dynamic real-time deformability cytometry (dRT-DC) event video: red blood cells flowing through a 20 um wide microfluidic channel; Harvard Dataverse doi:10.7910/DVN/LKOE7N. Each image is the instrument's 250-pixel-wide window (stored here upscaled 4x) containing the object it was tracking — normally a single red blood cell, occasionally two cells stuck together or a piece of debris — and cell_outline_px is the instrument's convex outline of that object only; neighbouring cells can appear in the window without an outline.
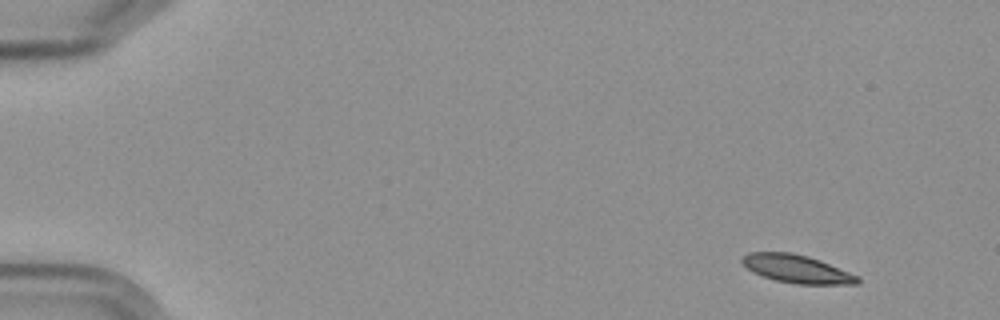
{"species": "Egyptian fruit bat (a non-hibernating species)", "species_latin": "Rousettus aegyptiacus", "temperature_condition": "cold", "stored_images_in_passage": 5, "camera_frame_rate_fps": 3000, "um_per_image_px": 0.085, "frame": {"image": 1, "passage_image": 1, "time_ms": 0.0, "image_size_px": [1000, 320], "cell_outline_px": [[860, 284], [796, 284], [776, 280], [752, 272], [740, 260], [748, 252], [792, 252], [808, 256], [820, 260], [860, 276]], "centroid_in_image_um": [67.76, 22.85], "position_along_channel_um": 17.2, "area_um2": 18.9}}
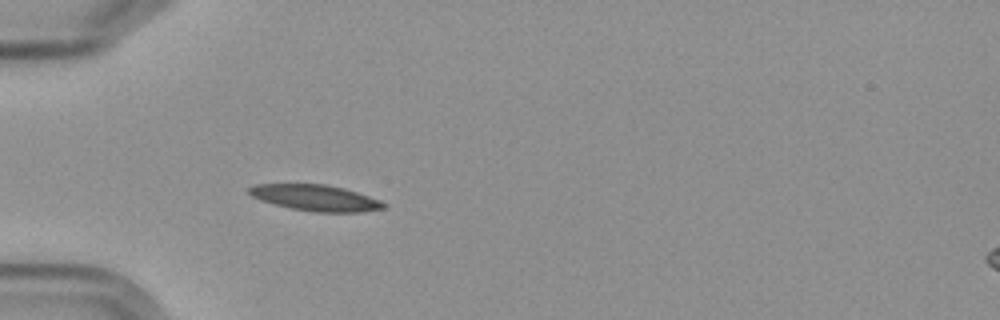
{"frame": {"image": 2, "passage_image": 5, "time_ms": 4.333, "image_size_px": [1000, 320], "cell_outline_px": [[388, 204], [384, 208], [360, 212], [316, 212], [292, 208], [260, 200], [252, 196], [248, 192], [248, 188], [256, 184], [324, 184], [344, 188], [380, 200]], "centroid_in_image_um": [26.83, 16.81], "position_along_channel_um": 58.2, "area_um2": 20.23}}